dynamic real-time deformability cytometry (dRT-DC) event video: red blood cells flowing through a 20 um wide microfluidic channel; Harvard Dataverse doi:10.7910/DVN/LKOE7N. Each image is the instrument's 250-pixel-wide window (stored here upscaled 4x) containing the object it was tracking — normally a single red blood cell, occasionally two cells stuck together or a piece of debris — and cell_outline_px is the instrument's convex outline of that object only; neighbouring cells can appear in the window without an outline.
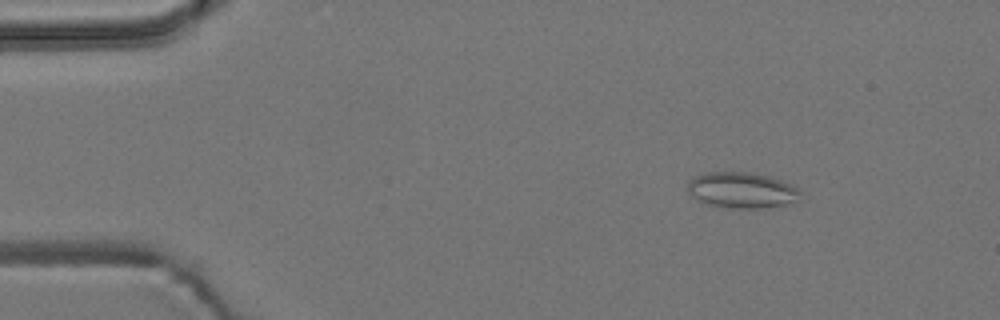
{"species": "common noctule bat (a hibernating species)", "species_latin": "Nyctalus noctula", "temperature_condition": "room temperature", "stored_images_in_passage": 6, "camera_frame_rate_fps": 3000, "um_per_image_px": 0.085, "animal": {"sex": "male", "body_mass_g": 19.2, "forearm_length_mm": 51.8}, "frame": {"image": 1, "passage_image": 2, "time_ms": 0.333, "image_size_px": [1000, 320], "cell_outline_px": [[800, 192], [796, 200], [788, 204], [760, 208], [724, 208], [708, 204], [692, 196], [688, 192], [688, 180], [696, 176], [708, 172], [752, 172], [768, 176], [792, 184], [800, 188]], "centroid_in_image_um": [63.05, 16.16], "position_along_channel_um": 21.9, "area_um2": 23.52}}
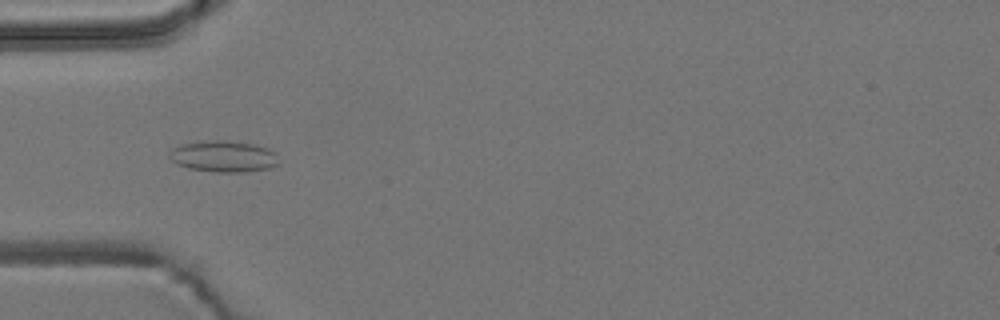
{"frame": {"image": 2, "passage_image": 5, "time_ms": 1.333, "image_size_px": [1000, 320], "cell_outline_px": [[280, 164], [268, 168], [244, 172], [216, 172], [188, 168], [176, 164], [168, 156], [168, 152], [172, 148], [184, 144], [204, 140], [224, 140], [252, 144], [268, 148], [276, 152]], "centroid_in_image_um": [19.0, 13.29], "position_along_channel_um": 66.0, "area_um2": 20.11}}